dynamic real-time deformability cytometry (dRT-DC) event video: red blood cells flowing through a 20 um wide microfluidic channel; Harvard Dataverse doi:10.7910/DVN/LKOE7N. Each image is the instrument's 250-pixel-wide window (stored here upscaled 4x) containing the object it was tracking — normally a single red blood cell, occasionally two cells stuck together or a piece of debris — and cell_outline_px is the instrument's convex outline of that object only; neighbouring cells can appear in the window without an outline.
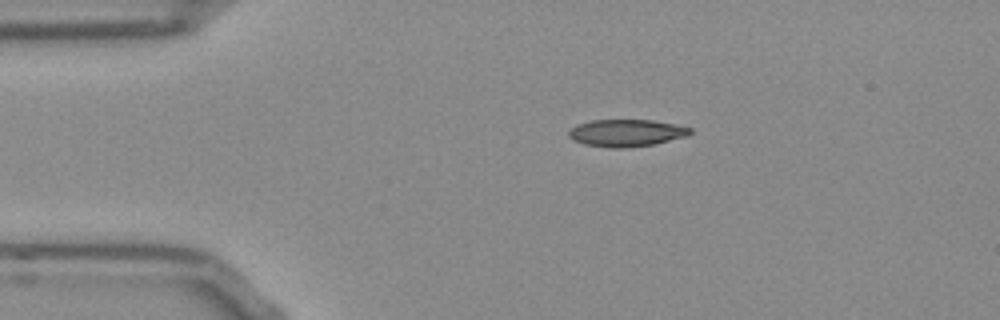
{"species": "Egyptian fruit bat (a non-hibernating species)", "species_latin": "Rousettus aegyptiacus", "temperature_condition": "room temperature", "stored_images_in_passage": 43, "camera_frame_rate_fps": 3000, "um_per_image_px": 0.085, "frame": {"image": 1, "passage_image": 1, "time_ms": 0.0, "image_size_px": [1000, 320], "cell_outline_px": [[692, 132], [688, 136], [656, 144], [628, 148], [608, 148], [584, 144], [568, 136], [568, 132], [572, 128], [580, 124], [592, 120], [652, 120], [692, 128]], "centroid_in_image_um": [53.28, 11.31], "position_along_channel_um": 31.7, "area_um2": 19.19}}
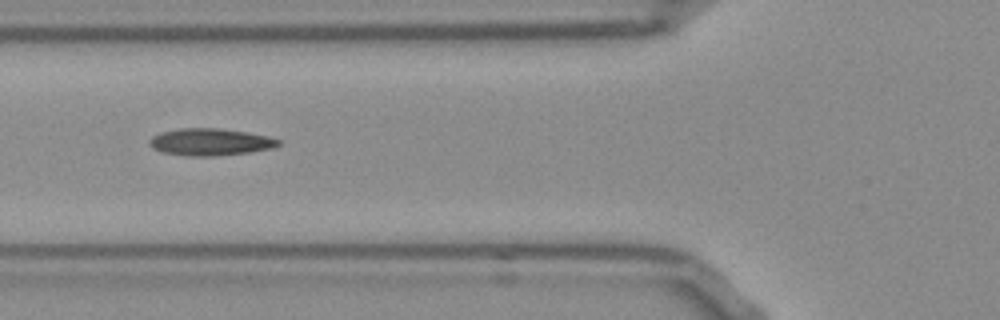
{"frame": {"image": 2, "passage_image": 10, "time_ms": 3.0, "image_size_px": [1000, 320], "cell_outline_px": [[280, 144], [272, 148], [248, 152], [216, 156], [184, 156], [164, 152], [152, 148], [148, 144], [148, 140], [152, 136], [164, 132], [180, 128], [220, 128], [248, 132], [268, 136], [280, 140]], "centroid_in_image_um": [17.86, 12.07], "position_along_channel_um": 107.9, "area_um2": 20.35}}
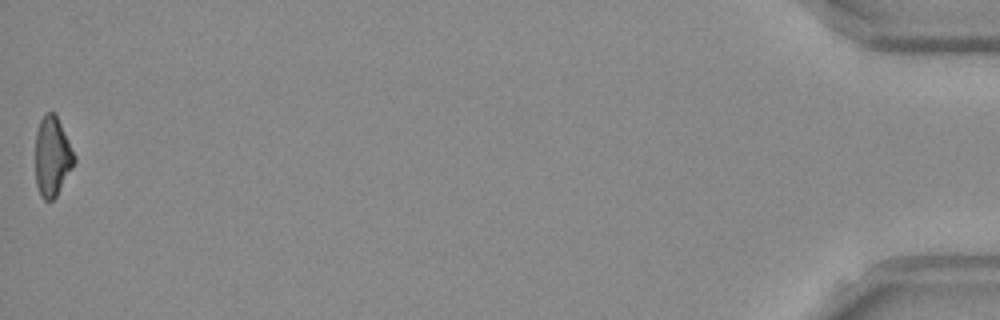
{"frame": {"image": 3, "passage_image": 43, "time_ms": 14.0, "image_size_px": [1000, 320], "cell_outline_px": [[76, 160], [72, 168], [56, 196], [52, 200], [44, 200], [40, 196], [36, 184], [36, 132], [40, 120], [44, 112], [56, 112], [76, 156]], "centroid_in_image_um": [4.45, 13.26], "position_along_channel_um": 430.8, "area_um2": 18.21}, "authors_computed_cell_mechanics": {"area_um2": 19.1318, "velocity_mm_per_s": 3.8787, "shape_relaxation_time_tau1_ms": null, "shape_relaxation_time_tau2_ms": 3.9092, "deformation_change_tau1": null, "deformation_change_tau2": 0.1204}}